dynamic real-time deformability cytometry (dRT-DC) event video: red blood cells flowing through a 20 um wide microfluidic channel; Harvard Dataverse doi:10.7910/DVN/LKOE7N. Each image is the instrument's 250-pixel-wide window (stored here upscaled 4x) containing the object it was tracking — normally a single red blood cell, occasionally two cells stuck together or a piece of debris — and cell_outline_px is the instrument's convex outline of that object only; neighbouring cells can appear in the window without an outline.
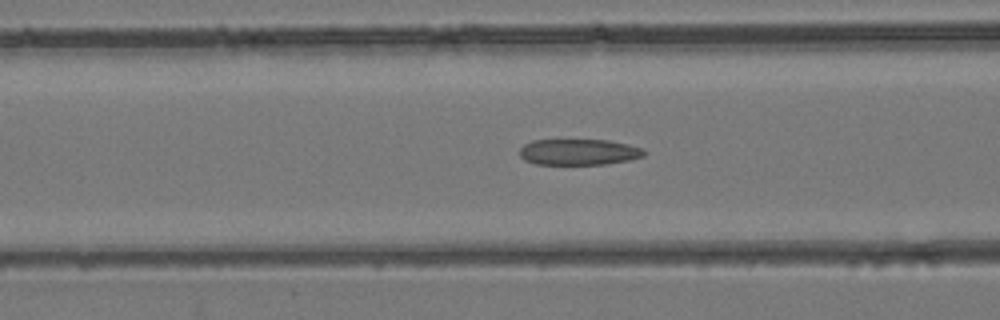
{"species": "common noctule bat (a hibernating species)", "species_latin": "Nyctalus noctula", "temperature_condition": "room temperature", "stored_images_in_passage": 39, "camera_frame_rate_fps": 3000, "um_per_image_px": 0.085, "animal": {"sex": "female", "body_mass_g": 24.6, "forearm_length_mm": 56.2}, "frame": {"image": 1, "passage_image": 13, "time_ms": 4.0, "image_size_px": [1000, 320], "cell_outline_px": [[648, 152], [644, 156], [628, 160], [608, 164], [536, 164], [524, 160], [520, 156], [520, 148], [524, 144], [532, 140], [608, 140], [628, 144], [644, 148]], "centroid_in_image_um": [49.22, 12.92], "position_along_channel_um": 117.4, "area_um2": 19.02}}
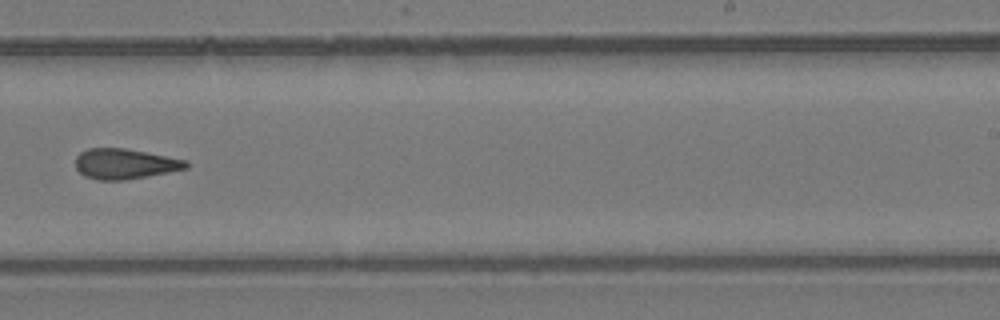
{"frame": {"image": 2, "passage_image": 23, "time_ms": 7.333, "image_size_px": [1000, 320], "cell_outline_px": [[188, 168], [148, 176], [124, 180], [96, 180], [84, 176], [76, 168], [76, 156], [80, 152], [88, 148], [124, 148], [188, 160]], "centroid_in_image_um": [10.6, 13.93], "position_along_channel_um": 278.4, "area_um2": 19.54}}
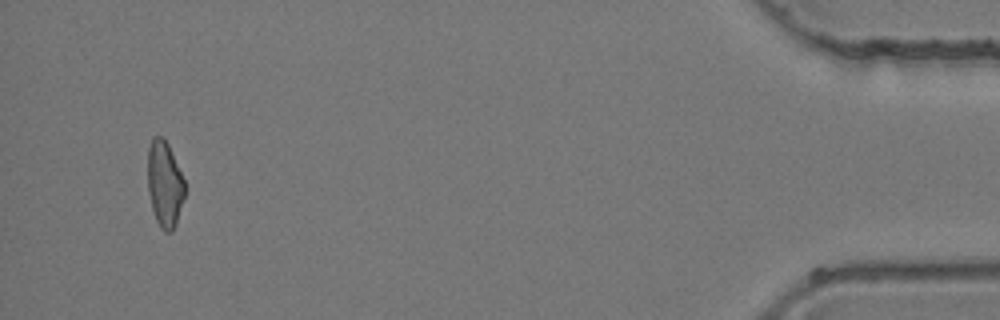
{"frame": {"image": 3, "passage_image": 37, "time_ms": 12.0, "image_size_px": [1000, 320], "cell_outline_px": [[184, 196], [176, 224], [172, 232], [164, 232], [160, 228], [156, 220], [152, 208], [148, 192], [148, 148], [152, 136], [164, 136], [168, 144], [184, 180]], "centroid_in_image_um": [13.98, 15.64], "position_along_channel_um": 421.2, "area_um2": 18.55}}